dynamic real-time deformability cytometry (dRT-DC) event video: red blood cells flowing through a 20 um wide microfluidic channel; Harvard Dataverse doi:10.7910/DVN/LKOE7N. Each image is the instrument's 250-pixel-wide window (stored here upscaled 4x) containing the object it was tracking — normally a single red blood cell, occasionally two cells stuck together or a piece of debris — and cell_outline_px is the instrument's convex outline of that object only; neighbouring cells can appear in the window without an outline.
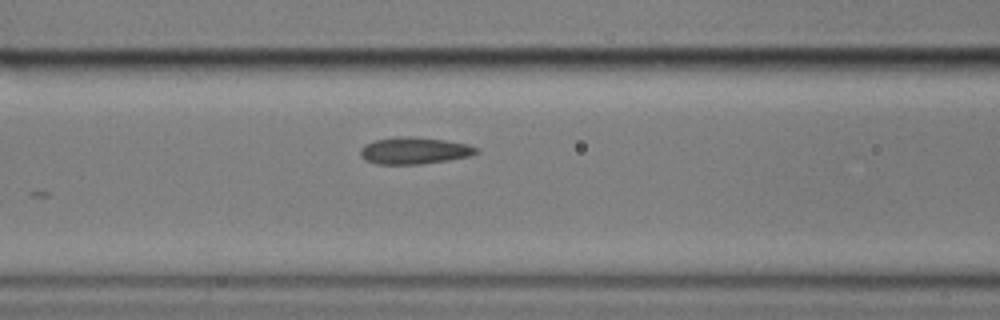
{"species": "common noctule bat (a hibernating species)", "species_latin": "Nyctalus noctula", "temperature_condition": "cold", "stored_images_in_passage": 5, "camera_frame_rate_fps": 3000, "um_per_image_px": 0.085, "animal": {"sex": "male", "body_mass_g": 17.9}, "frame": {"image": 1, "passage_image": 5, "time_ms": 5.333, "image_size_px": [1000, 320], "cell_outline_px": [[480, 152], [472, 156], [448, 160], [420, 164], [376, 164], [364, 160], [360, 156], [360, 148], [364, 144], [376, 140], [396, 136], [408, 136], [444, 140], [468, 144], [480, 148]], "centroid_in_image_um": [35.23, 12.8], "position_along_channel_um": 131.4, "area_um2": 18.38}}